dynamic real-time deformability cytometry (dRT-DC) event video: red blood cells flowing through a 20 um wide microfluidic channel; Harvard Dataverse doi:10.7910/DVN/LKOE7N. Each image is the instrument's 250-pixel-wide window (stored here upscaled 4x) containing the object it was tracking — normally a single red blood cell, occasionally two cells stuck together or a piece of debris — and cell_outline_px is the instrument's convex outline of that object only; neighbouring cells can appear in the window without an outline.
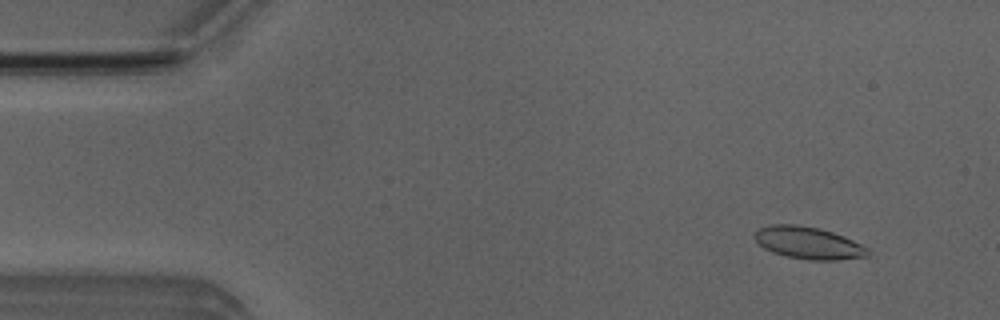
{"species": "Egyptian fruit bat (a non-hibernating species)", "species_latin": "Rousettus aegyptiacus", "temperature_condition": "room temperature", "stored_images_in_passage": 6, "camera_frame_rate_fps": 3000, "um_per_image_px": 0.085, "animal": {"sex": "male"}, "frame": {"image": 1, "passage_image": 2, "time_ms": 0.333, "image_size_px": [1000, 320], "cell_outline_px": [[868, 256], [836, 260], [808, 260], [784, 256], [772, 252], [764, 248], [752, 236], [760, 228], [768, 224], [800, 224], [820, 228], [844, 236], [868, 248]], "centroid_in_image_um": [68.68, 20.64], "position_along_channel_um": 16.3, "area_um2": 21.33}}